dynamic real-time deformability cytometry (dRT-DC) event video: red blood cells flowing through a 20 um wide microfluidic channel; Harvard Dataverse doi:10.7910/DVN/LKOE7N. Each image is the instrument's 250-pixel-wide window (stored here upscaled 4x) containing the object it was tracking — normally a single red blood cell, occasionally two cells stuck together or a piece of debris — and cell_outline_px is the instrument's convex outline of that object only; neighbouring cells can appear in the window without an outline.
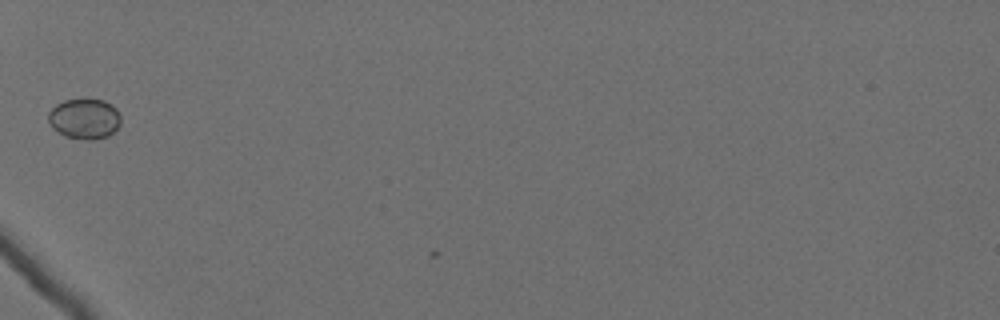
{"species": "Egyptian fruit bat (a non-hibernating species)", "species_latin": "Rousettus aegyptiacus", "temperature_condition": "cold", "stored_images_in_passage": 4, "camera_frame_rate_fps": 3000, "um_per_image_px": 0.085, "animal": {"sex": "female"}, "frame": {"image": 1, "passage_image": 2, "time_ms": 0.333, "image_size_px": [1000, 320], "cell_outline_px": [[120, 124], [108, 136], [96, 140], [84, 140], [64, 136], [52, 128], [48, 120], [48, 112], [56, 104], [64, 100], [104, 100], [112, 104], [116, 108], [120, 116]], "centroid_in_image_um": [7.17, 10.11], "position_along_channel_um": 77.8, "area_um2": 17.11}}